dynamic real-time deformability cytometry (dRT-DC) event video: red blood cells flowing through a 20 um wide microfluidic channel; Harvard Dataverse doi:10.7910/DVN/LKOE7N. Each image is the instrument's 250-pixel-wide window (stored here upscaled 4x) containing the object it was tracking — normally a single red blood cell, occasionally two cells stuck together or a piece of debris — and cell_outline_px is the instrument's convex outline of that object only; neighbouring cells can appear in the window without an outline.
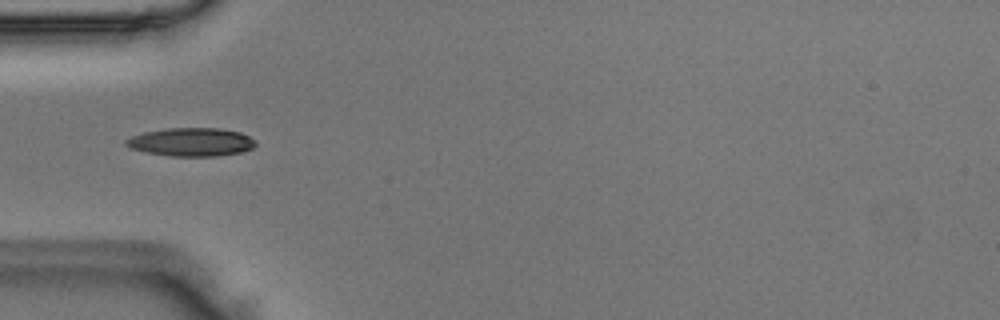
{"species": "Egyptian fruit bat (a non-hibernating species)", "species_latin": "Rousettus aegyptiacus", "temperature_condition": "room temperature", "stored_images_in_passage": 4, "camera_frame_rate_fps": 3000, "um_per_image_px": 0.085, "animal": {"sex": "male"}, "frame": {"image": 1, "passage_image": 4, "time_ms": 1.0, "image_size_px": [1000, 320], "cell_outline_px": [[256, 144], [252, 148], [240, 152], [216, 156], [172, 156], [148, 152], [132, 148], [124, 144], [124, 140], [132, 136], [144, 132], [168, 128], [220, 128], [240, 132], [256, 140]], "centroid_in_image_um": [16.27, 12.06], "position_along_channel_um": 68.7, "area_um2": 21.27}}